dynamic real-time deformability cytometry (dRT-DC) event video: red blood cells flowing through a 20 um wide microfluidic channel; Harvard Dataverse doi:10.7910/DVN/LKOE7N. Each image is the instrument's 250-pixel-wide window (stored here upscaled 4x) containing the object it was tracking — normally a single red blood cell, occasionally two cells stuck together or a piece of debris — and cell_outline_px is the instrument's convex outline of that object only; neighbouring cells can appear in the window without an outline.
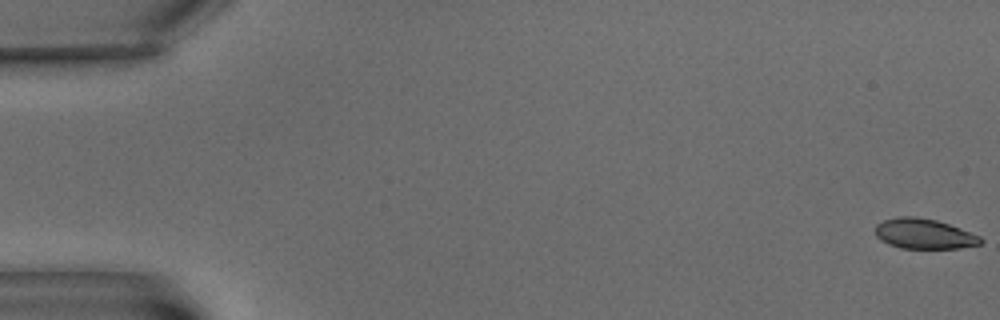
{"species": "common noctule bat (a hibernating species)", "species_latin": "Nyctalus noctula", "temperature_condition": "warm", "stored_images_in_passage": 7, "camera_frame_rate_fps": 3000, "um_per_image_px": 0.085, "animal": {"sex": "male", "body_mass_g": 15.6}, "frame": {"image": 1, "passage_image": 1, "time_ms": 0.0, "image_size_px": [1000, 320], "cell_outline_px": [[984, 240], [980, 244], [960, 248], [900, 248], [888, 244], [880, 240], [876, 236], [876, 224], [884, 220], [896, 216], [916, 216], [936, 220], [960, 228], [980, 236]], "centroid_in_image_um": [78.53, 19.87], "position_along_channel_um": 6.5, "area_um2": 18.55}}
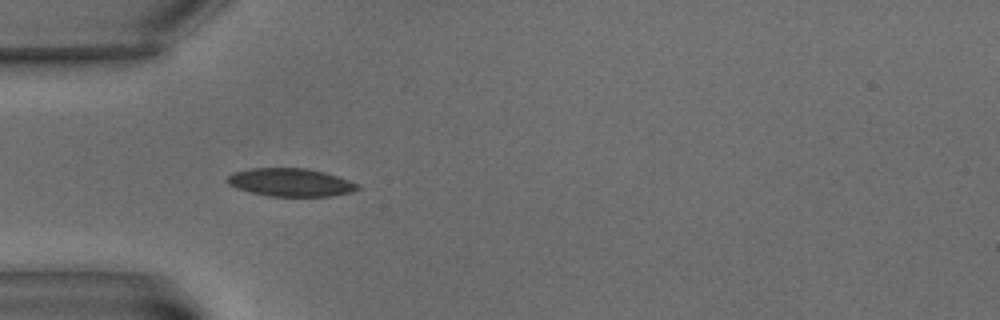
{"frame": {"image": 2, "passage_image": 6, "time_ms": 7.0, "image_size_px": [1000, 320], "cell_outline_px": [[360, 188], [352, 192], [332, 196], [272, 196], [252, 192], [236, 188], [228, 184], [224, 180], [232, 172], [248, 168], [308, 168], [324, 172], [360, 184]], "centroid_in_image_um": [24.68, 15.49], "position_along_channel_um": 60.3, "area_um2": 21.39}}